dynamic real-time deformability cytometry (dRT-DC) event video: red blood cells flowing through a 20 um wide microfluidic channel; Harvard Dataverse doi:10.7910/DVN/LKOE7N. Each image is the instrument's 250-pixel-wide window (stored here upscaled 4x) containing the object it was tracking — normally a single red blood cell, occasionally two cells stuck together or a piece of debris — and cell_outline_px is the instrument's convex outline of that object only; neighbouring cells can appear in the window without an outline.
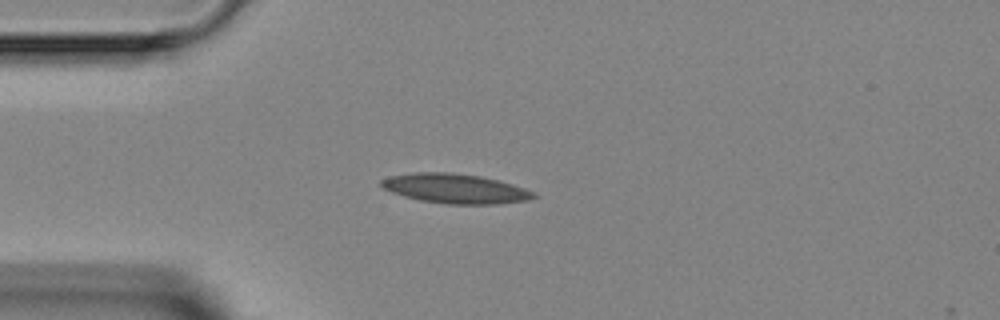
{"species": "Egyptian fruit bat (a non-hibernating species)", "species_latin": "Rousettus aegyptiacus", "temperature_condition": "room temperature", "stored_images_in_passage": 4, "camera_frame_rate_fps": 3000, "um_per_image_px": 0.085, "animal": {"sex": "female"}, "frame": {"image": 1, "passage_image": 3, "time_ms": 2.333, "image_size_px": [1000, 320], "cell_outline_px": [[536, 196], [528, 200], [500, 204], [448, 204], [420, 200], [404, 196], [392, 192], [384, 188], [380, 184], [380, 180], [388, 176], [416, 172], [448, 172], [480, 176], [512, 184], [536, 192]], "centroid_in_image_um": [38.69, 16.03], "position_along_channel_um": 46.3, "area_um2": 26.18}}